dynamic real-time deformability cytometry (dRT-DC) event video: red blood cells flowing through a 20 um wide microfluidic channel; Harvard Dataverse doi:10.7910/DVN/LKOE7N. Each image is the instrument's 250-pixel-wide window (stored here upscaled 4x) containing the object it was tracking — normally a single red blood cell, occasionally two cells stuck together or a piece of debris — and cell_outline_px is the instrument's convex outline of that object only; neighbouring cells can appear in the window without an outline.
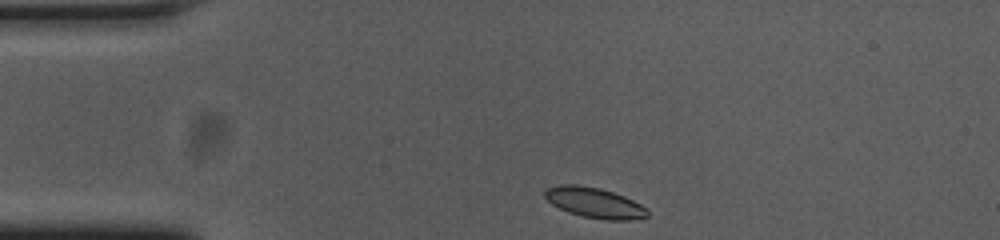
{"species": "common noctule bat (a hibernating species)", "species_latin": "Nyctalus noctula", "temperature_condition": "cold", "stored_images_in_passage": 36, "camera_frame_rate_fps": 3000, "um_per_image_px": 0.085, "animal": {"sex": "female", "body_mass_g": 23.0, "forearm_length_mm": 53.4}, "frame": {"image": 1, "passage_image": 1, "time_ms": 0.0, "image_size_px": [1000, 240], "cell_outline_px": [[648, 216], [632, 220], [604, 220], [584, 216], [568, 212], [552, 204], [544, 196], [544, 192], [548, 188], [560, 184], [576, 184], [600, 188], [624, 196], [648, 208]], "centroid_in_image_um": [50.55, 17.23], "position_along_channel_um": 34.5, "area_um2": 18.09}}
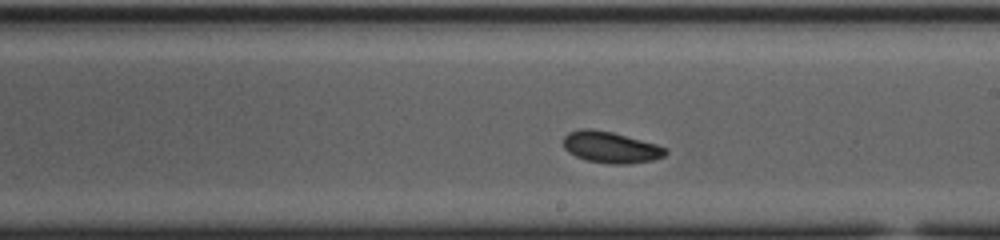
{"frame": {"image": 2, "passage_image": 21, "time_ms": 6.667, "image_size_px": [1000, 240], "cell_outline_px": [[668, 152], [664, 156], [652, 160], [628, 164], [608, 164], [588, 160], [576, 156], [568, 152], [564, 148], [564, 136], [568, 132], [580, 128], [588, 128], [612, 132], [656, 144], [668, 148]], "centroid_in_image_um": [51.91, 12.51], "position_along_channel_um": 237.1, "area_um2": 18.67}}
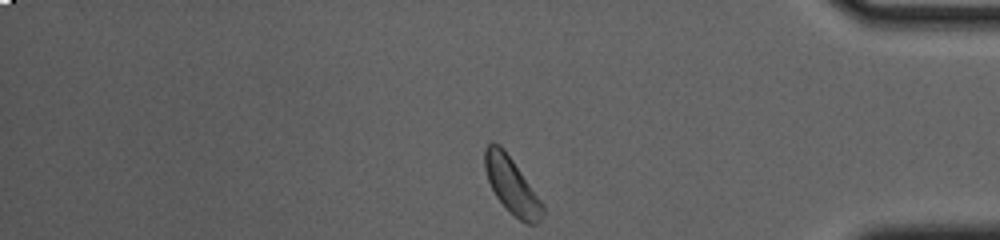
{"frame": {"image": 3, "passage_image": 36, "time_ms": 11.667, "image_size_px": [1000, 240], "cell_outline_px": [[544, 212], [540, 220], [536, 224], [524, 224], [496, 196], [488, 180], [484, 168], [484, 148], [488, 144], [496, 144], [504, 148], [544, 204]], "centroid_in_image_um": [43.51, 15.76], "position_along_channel_um": 391.7, "area_um2": 18.61}}